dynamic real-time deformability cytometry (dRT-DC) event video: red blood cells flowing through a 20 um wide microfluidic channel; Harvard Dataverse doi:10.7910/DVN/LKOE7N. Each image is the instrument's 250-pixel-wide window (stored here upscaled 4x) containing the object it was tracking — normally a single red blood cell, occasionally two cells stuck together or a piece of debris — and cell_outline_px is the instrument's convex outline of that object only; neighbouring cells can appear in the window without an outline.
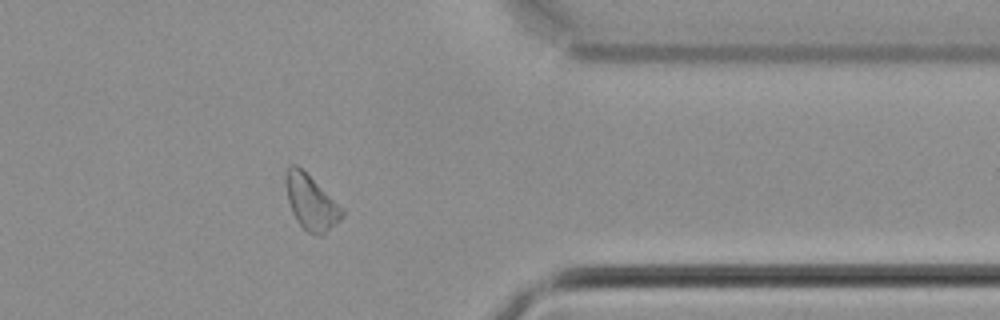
{"species": "common noctule bat (a hibernating species)", "species_latin": "Nyctalus noctula", "temperature_condition": "cold", "stored_images_in_passage": 18, "camera_frame_rate_fps": 3000, "um_per_image_px": 0.085, "animal": {"sex": "male", "body_mass_g": 21.5, "forearm_length_mm": 52.0}, "frame": {"image": 1, "passage_image": 17, "time_ms": 5.333, "image_size_px": [1000, 320], "cell_outline_px": [[344, 216], [336, 224], [320, 236], [308, 232], [300, 224], [292, 212], [288, 200], [284, 180], [288, 168], [292, 164], [296, 164], [344, 208]], "centroid_in_image_um": [26.45, 17.2], "position_along_channel_um": 385.0, "area_um2": 17.74}}